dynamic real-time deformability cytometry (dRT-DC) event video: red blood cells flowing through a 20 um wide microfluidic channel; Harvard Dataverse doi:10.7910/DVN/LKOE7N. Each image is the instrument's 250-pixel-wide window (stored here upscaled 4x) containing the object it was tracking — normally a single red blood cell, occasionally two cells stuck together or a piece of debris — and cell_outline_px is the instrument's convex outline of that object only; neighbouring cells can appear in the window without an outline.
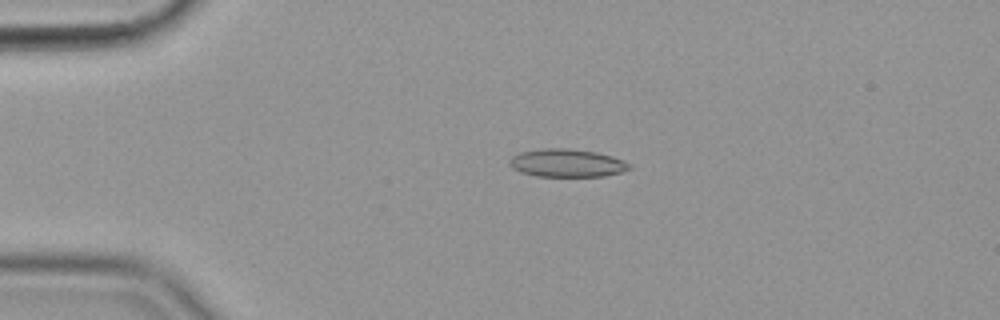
{"species": "common noctule bat (a hibernating species)", "species_latin": "Nyctalus noctula", "temperature_condition": "cold", "stored_images_in_passage": 56, "camera_frame_rate_fps": 3000, "um_per_image_px": 0.085, "animal": {"sex": "female", "body_mass_g": 19.9}, "frame": {"image": 1, "passage_image": 12, "time_ms": 3.667, "image_size_px": [1000, 320], "cell_outline_px": [[632, 168], [620, 172], [604, 176], [536, 176], [520, 172], [512, 168], [508, 164], [508, 160], [512, 156], [520, 152], [544, 148], [568, 148], [596, 152], [612, 156], [632, 164]], "centroid_in_image_um": [48.17, 13.85], "position_along_channel_um": 36.8, "area_um2": 19.65}}
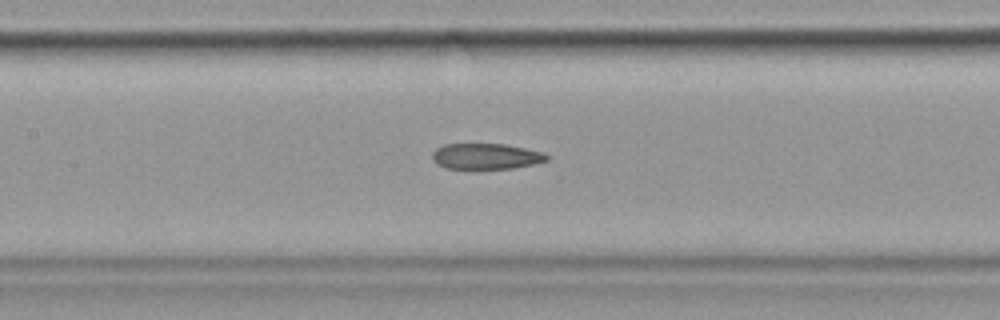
{"frame": {"image": 2, "passage_image": 26, "time_ms": 8.333, "image_size_px": [1000, 320], "cell_outline_px": [[548, 160], [532, 164], [512, 168], [448, 168], [436, 164], [432, 160], [432, 152], [436, 148], [444, 144], [504, 144], [544, 152], [548, 156]], "centroid_in_image_um": [41.28, 13.27], "position_along_channel_um": 166.1, "area_um2": 17.05}}
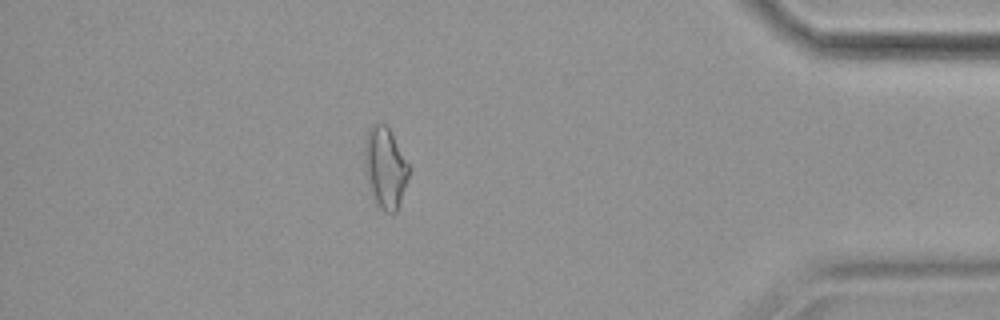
{"frame": {"image": 3, "passage_image": 49, "time_ms": 16.0, "image_size_px": [1000, 320], "cell_outline_px": [[408, 176], [396, 212], [392, 216], [384, 212], [376, 204], [364, 172], [364, 144], [368, 132], [372, 124], [384, 124], [388, 128], [408, 164]], "centroid_in_image_um": [32.7, 14.3], "position_along_channel_um": 402.5, "area_um2": 20.52}, "authors_computed_cell_mechanics": {"area_um2": 18.7561, "velocity_mm_per_s": 3.5799, "shape_relaxation_time_tau1_ms": null, "shape_relaxation_time_tau2_ms": 3.9024, "deformation_change_tau1": null, "deformation_change_tau2": 0.1326}}